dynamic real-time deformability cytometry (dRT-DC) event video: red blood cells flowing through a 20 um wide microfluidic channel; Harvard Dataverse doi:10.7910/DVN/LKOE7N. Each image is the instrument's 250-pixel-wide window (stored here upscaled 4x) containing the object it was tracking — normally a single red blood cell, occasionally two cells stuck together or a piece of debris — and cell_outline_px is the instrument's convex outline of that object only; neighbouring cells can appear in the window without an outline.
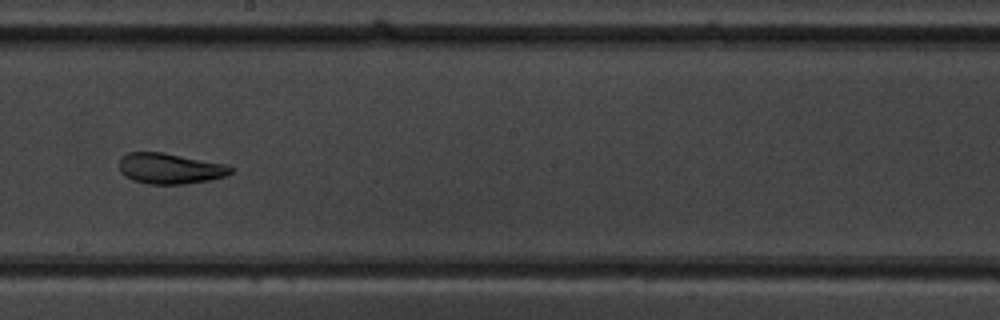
{"species": "common noctule bat (a hibernating species)", "species_latin": "Nyctalus noctula", "temperature_condition": "warm", "stored_images_in_passage": 8, "camera_frame_rate_fps": 3000, "um_per_image_px": 0.085, "animal": {"sex": "male", "body_mass_g": 19.5, "forearm_length_mm": 54.6}, "frame": {"image": 1, "passage_image": 8, "time_ms": 9.0, "image_size_px": [1000, 320], "cell_outline_px": [[232, 172], [224, 176], [208, 180], [184, 184], [148, 184], [132, 180], [124, 176], [120, 172], [120, 156], [128, 152], [164, 152], [228, 164], [232, 168]], "centroid_in_image_um": [14.43, 14.31], "position_along_channel_um": 233.8, "area_um2": 20.11}}